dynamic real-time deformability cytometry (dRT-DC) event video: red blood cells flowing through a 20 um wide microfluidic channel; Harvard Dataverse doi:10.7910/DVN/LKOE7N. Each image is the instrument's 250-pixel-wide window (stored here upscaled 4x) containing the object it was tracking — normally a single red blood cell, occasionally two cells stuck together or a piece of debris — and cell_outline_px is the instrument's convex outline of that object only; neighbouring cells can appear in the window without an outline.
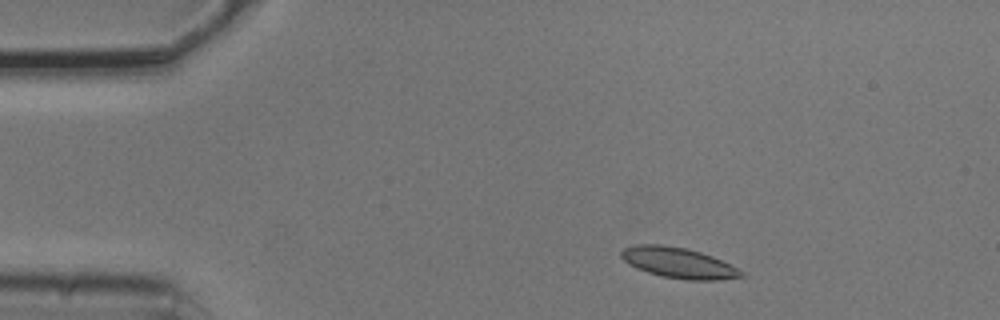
{"species": "common noctule bat (a hibernating species)", "species_latin": "Nyctalus noctula", "temperature_condition": "cold", "stored_images_in_passage": 3, "camera_frame_rate_fps": 3000, "um_per_image_px": 0.085, "animal": {"sex": "male", "body_mass_g": 20.5, "forearm_length_mm": 52.5}, "frame": {"image": 1, "passage_image": 2, "time_ms": 0.333, "image_size_px": [1000, 320], "cell_outline_px": [[748, 276], [720, 280], [688, 280], [664, 276], [648, 272], [636, 268], [628, 264], [620, 256], [620, 252], [624, 248], [636, 244], [660, 244], [688, 248], [712, 256], [744, 272]], "centroid_in_image_um": [57.67, 22.33], "position_along_channel_um": 27.3, "area_um2": 21.39}}